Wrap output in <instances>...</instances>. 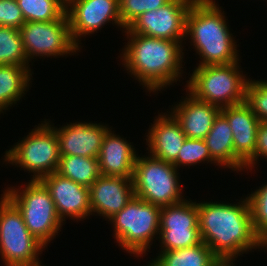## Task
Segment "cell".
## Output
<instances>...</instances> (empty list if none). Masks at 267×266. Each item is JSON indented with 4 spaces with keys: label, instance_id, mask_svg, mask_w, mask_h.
I'll return each instance as SVG.
<instances>
[{
    "label": "cell",
    "instance_id": "cell-1",
    "mask_svg": "<svg viewBox=\"0 0 267 266\" xmlns=\"http://www.w3.org/2000/svg\"><path fill=\"white\" fill-rule=\"evenodd\" d=\"M197 209L201 240L219 259L236 260L252 249H263L253 228L247 197L236 204L199 201Z\"/></svg>",
    "mask_w": 267,
    "mask_h": 266
},
{
    "label": "cell",
    "instance_id": "cell-2",
    "mask_svg": "<svg viewBox=\"0 0 267 266\" xmlns=\"http://www.w3.org/2000/svg\"><path fill=\"white\" fill-rule=\"evenodd\" d=\"M123 31L128 42L120 54L121 64L146 92L155 94L180 81L185 68L183 43Z\"/></svg>",
    "mask_w": 267,
    "mask_h": 266
},
{
    "label": "cell",
    "instance_id": "cell-3",
    "mask_svg": "<svg viewBox=\"0 0 267 266\" xmlns=\"http://www.w3.org/2000/svg\"><path fill=\"white\" fill-rule=\"evenodd\" d=\"M221 9L215 0H195L188 11L185 38L191 40L200 56L198 66L226 65L240 59L237 42Z\"/></svg>",
    "mask_w": 267,
    "mask_h": 266
},
{
    "label": "cell",
    "instance_id": "cell-4",
    "mask_svg": "<svg viewBox=\"0 0 267 266\" xmlns=\"http://www.w3.org/2000/svg\"><path fill=\"white\" fill-rule=\"evenodd\" d=\"M240 60L226 65L196 66L185 89L195 98L220 109L245 102L247 78Z\"/></svg>",
    "mask_w": 267,
    "mask_h": 266
},
{
    "label": "cell",
    "instance_id": "cell-5",
    "mask_svg": "<svg viewBox=\"0 0 267 266\" xmlns=\"http://www.w3.org/2000/svg\"><path fill=\"white\" fill-rule=\"evenodd\" d=\"M160 211L161 207L134 195L120 212L108 220L114 228L113 238L118 246L134 257L146 255L155 236L159 239Z\"/></svg>",
    "mask_w": 267,
    "mask_h": 266
},
{
    "label": "cell",
    "instance_id": "cell-6",
    "mask_svg": "<svg viewBox=\"0 0 267 266\" xmlns=\"http://www.w3.org/2000/svg\"><path fill=\"white\" fill-rule=\"evenodd\" d=\"M24 185L18 186V189L14 186L5 188L3 194L22 213L29 232L47 247L65 224L57 214L48 189L40 180H29Z\"/></svg>",
    "mask_w": 267,
    "mask_h": 266
},
{
    "label": "cell",
    "instance_id": "cell-7",
    "mask_svg": "<svg viewBox=\"0 0 267 266\" xmlns=\"http://www.w3.org/2000/svg\"><path fill=\"white\" fill-rule=\"evenodd\" d=\"M35 125L21 141L6 150L4 162L33 173L31 180H40L57 172L60 160L59 140L56 130L47 122ZM37 126V127H36Z\"/></svg>",
    "mask_w": 267,
    "mask_h": 266
},
{
    "label": "cell",
    "instance_id": "cell-8",
    "mask_svg": "<svg viewBox=\"0 0 267 266\" xmlns=\"http://www.w3.org/2000/svg\"><path fill=\"white\" fill-rule=\"evenodd\" d=\"M178 171L172 163L149 154L146 157L137 155L132 178L134 195L159 207L183 201L185 195Z\"/></svg>",
    "mask_w": 267,
    "mask_h": 266
},
{
    "label": "cell",
    "instance_id": "cell-9",
    "mask_svg": "<svg viewBox=\"0 0 267 266\" xmlns=\"http://www.w3.org/2000/svg\"><path fill=\"white\" fill-rule=\"evenodd\" d=\"M26 227L22 213L2 193L0 198V256L5 266L41 262L43 249Z\"/></svg>",
    "mask_w": 267,
    "mask_h": 266
},
{
    "label": "cell",
    "instance_id": "cell-10",
    "mask_svg": "<svg viewBox=\"0 0 267 266\" xmlns=\"http://www.w3.org/2000/svg\"><path fill=\"white\" fill-rule=\"evenodd\" d=\"M20 33L29 62L36 59L34 57L57 58L80 52V48L72 40L66 11L53 21L25 22Z\"/></svg>",
    "mask_w": 267,
    "mask_h": 266
},
{
    "label": "cell",
    "instance_id": "cell-11",
    "mask_svg": "<svg viewBox=\"0 0 267 266\" xmlns=\"http://www.w3.org/2000/svg\"><path fill=\"white\" fill-rule=\"evenodd\" d=\"M183 201L161 207L159 222L160 252L196 246L202 242L196 201Z\"/></svg>",
    "mask_w": 267,
    "mask_h": 266
},
{
    "label": "cell",
    "instance_id": "cell-12",
    "mask_svg": "<svg viewBox=\"0 0 267 266\" xmlns=\"http://www.w3.org/2000/svg\"><path fill=\"white\" fill-rule=\"evenodd\" d=\"M194 1L170 0L156 10L141 14L126 30L129 33L184 43L186 40V17Z\"/></svg>",
    "mask_w": 267,
    "mask_h": 266
},
{
    "label": "cell",
    "instance_id": "cell-13",
    "mask_svg": "<svg viewBox=\"0 0 267 266\" xmlns=\"http://www.w3.org/2000/svg\"><path fill=\"white\" fill-rule=\"evenodd\" d=\"M66 14L72 40L79 48H82L81 37L97 33L111 21L125 30L121 22L119 0H70L66 4Z\"/></svg>",
    "mask_w": 267,
    "mask_h": 266
},
{
    "label": "cell",
    "instance_id": "cell-14",
    "mask_svg": "<svg viewBox=\"0 0 267 266\" xmlns=\"http://www.w3.org/2000/svg\"><path fill=\"white\" fill-rule=\"evenodd\" d=\"M40 181L48 189L55 203L57 214L63 223L68 217L78 222L92 215L88 187L57 172L44 176Z\"/></svg>",
    "mask_w": 267,
    "mask_h": 266
},
{
    "label": "cell",
    "instance_id": "cell-15",
    "mask_svg": "<svg viewBox=\"0 0 267 266\" xmlns=\"http://www.w3.org/2000/svg\"><path fill=\"white\" fill-rule=\"evenodd\" d=\"M57 132L59 140L60 156L74 155L98 158L104 135L110 129L104 123L73 122L67 125L54 127L51 121H47Z\"/></svg>",
    "mask_w": 267,
    "mask_h": 266
},
{
    "label": "cell",
    "instance_id": "cell-16",
    "mask_svg": "<svg viewBox=\"0 0 267 266\" xmlns=\"http://www.w3.org/2000/svg\"><path fill=\"white\" fill-rule=\"evenodd\" d=\"M220 113L227 119L233 133L235 163L244 171L255 157L260 120L245 102L222 108Z\"/></svg>",
    "mask_w": 267,
    "mask_h": 266
},
{
    "label": "cell",
    "instance_id": "cell-17",
    "mask_svg": "<svg viewBox=\"0 0 267 266\" xmlns=\"http://www.w3.org/2000/svg\"><path fill=\"white\" fill-rule=\"evenodd\" d=\"M91 214L109 220L134 196L133 180L123 176H104L89 187Z\"/></svg>",
    "mask_w": 267,
    "mask_h": 266
},
{
    "label": "cell",
    "instance_id": "cell-18",
    "mask_svg": "<svg viewBox=\"0 0 267 266\" xmlns=\"http://www.w3.org/2000/svg\"><path fill=\"white\" fill-rule=\"evenodd\" d=\"M146 135V149L149 155L173 163L187 138L179 122L167 111L155 117Z\"/></svg>",
    "mask_w": 267,
    "mask_h": 266
},
{
    "label": "cell",
    "instance_id": "cell-19",
    "mask_svg": "<svg viewBox=\"0 0 267 266\" xmlns=\"http://www.w3.org/2000/svg\"><path fill=\"white\" fill-rule=\"evenodd\" d=\"M186 97L170 108V113L179 122L189 139H204L221 109L195 98L186 90Z\"/></svg>",
    "mask_w": 267,
    "mask_h": 266
},
{
    "label": "cell",
    "instance_id": "cell-20",
    "mask_svg": "<svg viewBox=\"0 0 267 266\" xmlns=\"http://www.w3.org/2000/svg\"><path fill=\"white\" fill-rule=\"evenodd\" d=\"M134 147L126 138L109 129L104 135L98 157L101 175L132 179L138 155Z\"/></svg>",
    "mask_w": 267,
    "mask_h": 266
},
{
    "label": "cell",
    "instance_id": "cell-21",
    "mask_svg": "<svg viewBox=\"0 0 267 266\" xmlns=\"http://www.w3.org/2000/svg\"><path fill=\"white\" fill-rule=\"evenodd\" d=\"M204 141L209 148L211 158L221 169L228 168L237 173L243 171L235 163L233 133L227 119L221 113L215 118Z\"/></svg>",
    "mask_w": 267,
    "mask_h": 266
},
{
    "label": "cell",
    "instance_id": "cell-22",
    "mask_svg": "<svg viewBox=\"0 0 267 266\" xmlns=\"http://www.w3.org/2000/svg\"><path fill=\"white\" fill-rule=\"evenodd\" d=\"M31 66L0 65V114L27 93L33 79Z\"/></svg>",
    "mask_w": 267,
    "mask_h": 266
},
{
    "label": "cell",
    "instance_id": "cell-23",
    "mask_svg": "<svg viewBox=\"0 0 267 266\" xmlns=\"http://www.w3.org/2000/svg\"><path fill=\"white\" fill-rule=\"evenodd\" d=\"M219 258L204 243L178 250L159 252L147 266H214Z\"/></svg>",
    "mask_w": 267,
    "mask_h": 266
},
{
    "label": "cell",
    "instance_id": "cell-24",
    "mask_svg": "<svg viewBox=\"0 0 267 266\" xmlns=\"http://www.w3.org/2000/svg\"><path fill=\"white\" fill-rule=\"evenodd\" d=\"M57 173L88 188L101 175L98 158L74 155L60 157Z\"/></svg>",
    "mask_w": 267,
    "mask_h": 266
},
{
    "label": "cell",
    "instance_id": "cell-25",
    "mask_svg": "<svg viewBox=\"0 0 267 266\" xmlns=\"http://www.w3.org/2000/svg\"><path fill=\"white\" fill-rule=\"evenodd\" d=\"M0 65L30 66L20 29L0 26Z\"/></svg>",
    "mask_w": 267,
    "mask_h": 266
},
{
    "label": "cell",
    "instance_id": "cell-26",
    "mask_svg": "<svg viewBox=\"0 0 267 266\" xmlns=\"http://www.w3.org/2000/svg\"><path fill=\"white\" fill-rule=\"evenodd\" d=\"M25 22L53 21L65 11L64 0H17Z\"/></svg>",
    "mask_w": 267,
    "mask_h": 266
},
{
    "label": "cell",
    "instance_id": "cell-27",
    "mask_svg": "<svg viewBox=\"0 0 267 266\" xmlns=\"http://www.w3.org/2000/svg\"><path fill=\"white\" fill-rule=\"evenodd\" d=\"M247 199L255 234L264 243L267 240V182L248 194Z\"/></svg>",
    "mask_w": 267,
    "mask_h": 266
},
{
    "label": "cell",
    "instance_id": "cell-28",
    "mask_svg": "<svg viewBox=\"0 0 267 266\" xmlns=\"http://www.w3.org/2000/svg\"><path fill=\"white\" fill-rule=\"evenodd\" d=\"M218 164L211 158L209 148L206 146L204 139L186 138L177 156L172 163L177 169L185 166H195L198 163Z\"/></svg>",
    "mask_w": 267,
    "mask_h": 266
},
{
    "label": "cell",
    "instance_id": "cell-29",
    "mask_svg": "<svg viewBox=\"0 0 267 266\" xmlns=\"http://www.w3.org/2000/svg\"><path fill=\"white\" fill-rule=\"evenodd\" d=\"M245 103L260 122H267V81L249 79L246 86Z\"/></svg>",
    "mask_w": 267,
    "mask_h": 266
},
{
    "label": "cell",
    "instance_id": "cell-30",
    "mask_svg": "<svg viewBox=\"0 0 267 266\" xmlns=\"http://www.w3.org/2000/svg\"><path fill=\"white\" fill-rule=\"evenodd\" d=\"M170 0H119L120 17L126 29L136 18L147 11L160 8Z\"/></svg>",
    "mask_w": 267,
    "mask_h": 266
},
{
    "label": "cell",
    "instance_id": "cell-31",
    "mask_svg": "<svg viewBox=\"0 0 267 266\" xmlns=\"http://www.w3.org/2000/svg\"><path fill=\"white\" fill-rule=\"evenodd\" d=\"M24 23L17 0H0V26L20 29Z\"/></svg>",
    "mask_w": 267,
    "mask_h": 266
},
{
    "label": "cell",
    "instance_id": "cell-32",
    "mask_svg": "<svg viewBox=\"0 0 267 266\" xmlns=\"http://www.w3.org/2000/svg\"><path fill=\"white\" fill-rule=\"evenodd\" d=\"M259 159H267V122H260L257 131V143L255 148V157L245 166L248 171L257 165ZM267 161V160H265Z\"/></svg>",
    "mask_w": 267,
    "mask_h": 266
},
{
    "label": "cell",
    "instance_id": "cell-33",
    "mask_svg": "<svg viewBox=\"0 0 267 266\" xmlns=\"http://www.w3.org/2000/svg\"><path fill=\"white\" fill-rule=\"evenodd\" d=\"M235 259H219L214 266H235Z\"/></svg>",
    "mask_w": 267,
    "mask_h": 266
},
{
    "label": "cell",
    "instance_id": "cell-34",
    "mask_svg": "<svg viewBox=\"0 0 267 266\" xmlns=\"http://www.w3.org/2000/svg\"><path fill=\"white\" fill-rule=\"evenodd\" d=\"M7 266H44V265L43 264L41 265V262H36L30 265H7Z\"/></svg>",
    "mask_w": 267,
    "mask_h": 266
},
{
    "label": "cell",
    "instance_id": "cell-35",
    "mask_svg": "<svg viewBox=\"0 0 267 266\" xmlns=\"http://www.w3.org/2000/svg\"><path fill=\"white\" fill-rule=\"evenodd\" d=\"M263 248H264L263 250L265 249L267 250V240L263 243Z\"/></svg>",
    "mask_w": 267,
    "mask_h": 266
},
{
    "label": "cell",
    "instance_id": "cell-36",
    "mask_svg": "<svg viewBox=\"0 0 267 266\" xmlns=\"http://www.w3.org/2000/svg\"><path fill=\"white\" fill-rule=\"evenodd\" d=\"M70 0H64V2H65V5L69 2Z\"/></svg>",
    "mask_w": 267,
    "mask_h": 266
}]
</instances>
